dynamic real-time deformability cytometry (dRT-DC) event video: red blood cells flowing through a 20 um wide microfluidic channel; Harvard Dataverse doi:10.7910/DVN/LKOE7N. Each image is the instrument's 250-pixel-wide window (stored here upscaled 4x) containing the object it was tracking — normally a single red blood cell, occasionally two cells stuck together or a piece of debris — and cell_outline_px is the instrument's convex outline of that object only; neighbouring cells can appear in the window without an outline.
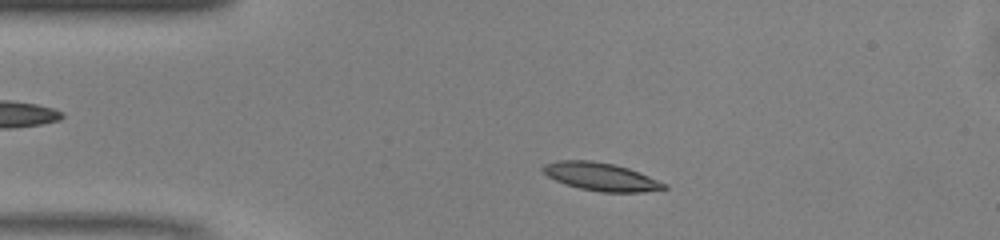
{"species": "common noctule bat (a hibernating species)", "species_latin": "Nyctalus noctula", "temperature_condition": "warm", "stored_images_in_passage": 45, "camera_frame_rate_fps": 3000, "um_per_image_px": 0.085, "animal": {"sex": "male", "body_mass_g": 13.0, "forearm_length_mm": 53.1}, "frame": {"image": 1, "passage_image": 6, "time_ms": 1.667, "image_size_px": [1000, 240], "cell_outline_px": [[668, 188], [644, 192], [600, 192], [580, 188], [564, 184], [548, 176], [540, 168], [544, 164], [556, 160], [592, 160], [612, 164], [628, 168], [640, 172], [668, 184]], "centroid_in_image_um": [51.08, 15.02], "position_along_channel_um": 33.9, "area_um2": 19.88}}
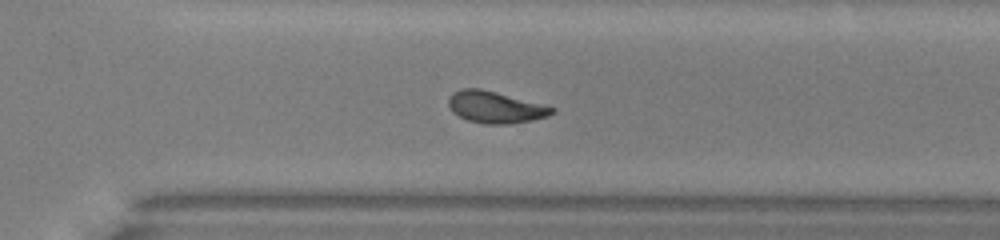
{"frame": {"image": 2, "passage_image": 30, "time_ms": 9.667, "image_size_px": [1000, 240], "cell_outline_px": [[556, 112], [548, 116], [532, 120], [508, 124], [484, 124], [468, 120], [452, 112], [448, 104], [448, 96], [452, 92], [460, 88], [480, 88], [496, 92], [556, 108]], "centroid_in_image_um": [42.07, 9.11], "position_along_channel_um": 328.5, "area_um2": 19.13}}
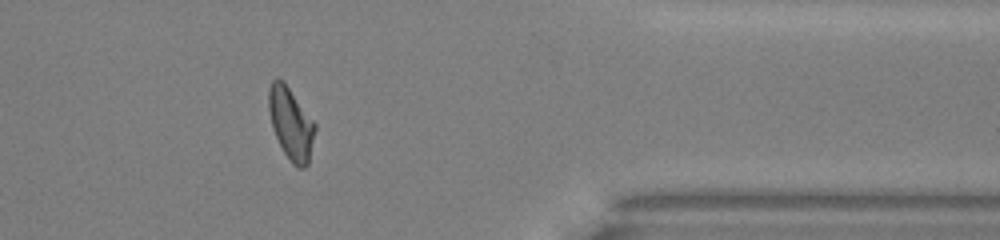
{"frame": {"image": 3, "passage_image": 36, "time_ms": 11.667, "image_size_px": [1000, 240], "cell_outline_px": [[316, 128], [308, 164], [304, 168], [296, 168], [292, 164], [284, 152], [272, 128], [268, 112], [268, 88], [272, 80], [276, 76], [284, 80], [316, 124]], "centroid_in_image_um": [24.71, 10.46], "position_along_channel_um": 386.7, "area_um2": 19.71}, "authors_computed_cell_mechanics": {"area_um2": 19.3052, "velocity_mm_per_s": 4.1146, "shape_relaxation_time_tau1_ms": 4.3802, "shape_relaxation_time_tau2_ms": 3.2911, "deformation_change_tau1": 0.1701, "deformation_change_tau2": 0.0758}}